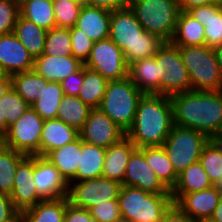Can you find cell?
<instances>
[{
    "instance_id": "36",
    "label": "cell",
    "mask_w": 222,
    "mask_h": 222,
    "mask_svg": "<svg viewBox=\"0 0 222 222\" xmlns=\"http://www.w3.org/2000/svg\"><path fill=\"white\" fill-rule=\"evenodd\" d=\"M25 157L0 142V192L11 195L18 165Z\"/></svg>"
},
{
    "instance_id": "44",
    "label": "cell",
    "mask_w": 222,
    "mask_h": 222,
    "mask_svg": "<svg viewBox=\"0 0 222 222\" xmlns=\"http://www.w3.org/2000/svg\"><path fill=\"white\" fill-rule=\"evenodd\" d=\"M89 212L99 222H113L121 216L118 200H109L93 206Z\"/></svg>"
},
{
    "instance_id": "61",
    "label": "cell",
    "mask_w": 222,
    "mask_h": 222,
    "mask_svg": "<svg viewBox=\"0 0 222 222\" xmlns=\"http://www.w3.org/2000/svg\"><path fill=\"white\" fill-rule=\"evenodd\" d=\"M216 3L221 7L222 9V0H216Z\"/></svg>"
},
{
    "instance_id": "19",
    "label": "cell",
    "mask_w": 222,
    "mask_h": 222,
    "mask_svg": "<svg viewBox=\"0 0 222 222\" xmlns=\"http://www.w3.org/2000/svg\"><path fill=\"white\" fill-rule=\"evenodd\" d=\"M164 75L160 68V61H155V56L143 58L128 65V77L144 94H160V82Z\"/></svg>"
},
{
    "instance_id": "59",
    "label": "cell",
    "mask_w": 222,
    "mask_h": 222,
    "mask_svg": "<svg viewBox=\"0 0 222 222\" xmlns=\"http://www.w3.org/2000/svg\"><path fill=\"white\" fill-rule=\"evenodd\" d=\"M219 192L222 194V177L218 180V182L215 184Z\"/></svg>"
},
{
    "instance_id": "52",
    "label": "cell",
    "mask_w": 222,
    "mask_h": 222,
    "mask_svg": "<svg viewBox=\"0 0 222 222\" xmlns=\"http://www.w3.org/2000/svg\"><path fill=\"white\" fill-rule=\"evenodd\" d=\"M10 88H11V80L0 81V99L5 93L9 91Z\"/></svg>"
},
{
    "instance_id": "18",
    "label": "cell",
    "mask_w": 222,
    "mask_h": 222,
    "mask_svg": "<svg viewBox=\"0 0 222 222\" xmlns=\"http://www.w3.org/2000/svg\"><path fill=\"white\" fill-rule=\"evenodd\" d=\"M34 61L13 32L0 35V64L10 76L33 70Z\"/></svg>"
},
{
    "instance_id": "6",
    "label": "cell",
    "mask_w": 222,
    "mask_h": 222,
    "mask_svg": "<svg viewBox=\"0 0 222 222\" xmlns=\"http://www.w3.org/2000/svg\"><path fill=\"white\" fill-rule=\"evenodd\" d=\"M128 6L145 31L172 40L180 12L177 0H131Z\"/></svg>"
},
{
    "instance_id": "7",
    "label": "cell",
    "mask_w": 222,
    "mask_h": 222,
    "mask_svg": "<svg viewBox=\"0 0 222 222\" xmlns=\"http://www.w3.org/2000/svg\"><path fill=\"white\" fill-rule=\"evenodd\" d=\"M178 47L192 90H222V74L213 48L206 45Z\"/></svg>"
},
{
    "instance_id": "3",
    "label": "cell",
    "mask_w": 222,
    "mask_h": 222,
    "mask_svg": "<svg viewBox=\"0 0 222 222\" xmlns=\"http://www.w3.org/2000/svg\"><path fill=\"white\" fill-rule=\"evenodd\" d=\"M109 38L120 47L127 65L154 56L165 42L145 31L129 6L111 11Z\"/></svg>"
},
{
    "instance_id": "9",
    "label": "cell",
    "mask_w": 222,
    "mask_h": 222,
    "mask_svg": "<svg viewBox=\"0 0 222 222\" xmlns=\"http://www.w3.org/2000/svg\"><path fill=\"white\" fill-rule=\"evenodd\" d=\"M44 120L30 107L8 127L1 143L26 156H40V140Z\"/></svg>"
},
{
    "instance_id": "20",
    "label": "cell",
    "mask_w": 222,
    "mask_h": 222,
    "mask_svg": "<svg viewBox=\"0 0 222 222\" xmlns=\"http://www.w3.org/2000/svg\"><path fill=\"white\" fill-rule=\"evenodd\" d=\"M110 18L111 10L86 5L82 6L74 27L96 42L109 38Z\"/></svg>"
},
{
    "instance_id": "1",
    "label": "cell",
    "mask_w": 222,
    "mask_h": 222,
    "mask_svg": "<svg viewBox=\"0 0 222 222\" xmlns=\"http://www.w3.org/2000/svg\"><path fill=\"white\" fill-rule=\"evenodd\" d=\"M170 98L175 125L195 129L209 138L222 131V90H191Z\"/></svg>"
},
{
    "instance_id": "17",
    "label": "cell",
    "mask_w": 222,
    "mask_h": 222,
    "mask_svg": "<svg viewBox=\"0 0 222 222\" xmlns=\"http://www.w3.org/2000/svg\"><path fill=\"white\" fill-rule=\"evenodd\" d=\"M222 198L217 187L183 194L175 203L194 222H208Z\"/></svg>"
},
{
    "instance_id": "38",
    "label": "cell",
    "mask_w": 222,
    "mask_h": 222,
    "mask_svg": "<svg viewBox=\"0 0 222 222\" xmlns=\"http://www.w3.org/2000/svg\"><path fill=\"white\" fill-rule=\"evenodd\" d=\"M44 55L73 56L70 28L54 27L47 31Z\"/></svg>"
},
{
    "instance_id": "29",
    "label": "cell",
    "mask_w": 222,
    "mask_h": 222,
    "mask_svg": "<svg viewBox=\"0 0 222 222\" xmlns=\"http://www.w3.org/2000/svg\"><path fill=\"white\" fill-rule=\"evenodd\" d=\"M66 197L42 200L20 213V222H64Z\"/></svg>"
},
{
    "instance_id": "31",
    "label": "cell",
    "mask_w": 222,
    "mask_h": 222,
    "mask_svg": "<svg viewBox=\"0 0 222 222\" xmlns=\"http://www.w3.org/2000/svg\"><path fill=\"white\" fill-rule=\"evenodd\" d=\"M145 156L148 165L151 166L161 182L171 191L177 181L178 175L173 169L163 146L138 148Z\"/></svg>"
},
{
    "instance_id": "51",
    "label": "cell",
    "mask_w": 222,
    "mask_h": 222,
    "mask_svg": "<svg viewBox=\"0 0 222 222\" xmlns=\"http://www.w3.org/2000/svg\"><path fill=\"white\" fill-rule=\"evenodd\" d=\"M208 222H222V198L216 206L214 213Z\"/></svg>"
},
{
    "instance_id": "40",
    "label": "cell",
    "mask_w": 222,
    "mask_h": 222,
    "mask_svg": "<svg viewBox=\"0 0 222 222\" xmlns=\"http://www.w3.org/2000/svg\"><path fill=\"white\" fill-rule=\"evenodd\" d=\"M199 162L209 180L215 185L222 177V152L211 140L203 148Z\"/></svg>"
},
{
    "instance_id": "45",
    "label": "cell",
    "mask_w": 222,
    "mask_h": 222,
    "mask_svg": "<svg viewBox=\"0 0 222 222\" xmlns=\"http://www.w3.org/2000/svg\"><path fill=\"white\" fill-rule=\"evenodd\" d=\"M0 222H20V212L15 208L10 195L0 192Z\"/></svg>"
},
{
    "instance_id": "55",
    "label": "cell",
    "mask_w": 222,
    "mask_h": 222,
    "mask_svg": "<svg viewBox=\"0 0 222 222\" xmlns=\"http://www.w3.org/2000/svg\"><path fill=\"white\" fill-rule=\"evenodd\" d=\"M83 222H99V221L91 216L89 210L83 208Z\"/></svg>"
},
{
    "instance_id": "23",
    "label": "cell",
    "mask_w": 222,
    "mask_h": 222,
    "mask_svg": "<svg viewBox=\"0 0 222 222\" xmlns=\"http://www.w3.org/2000/svg\"><path fill=\"white\" fill-rule=\"evenodd\" d=\"M79 137V131L58 118L44 120L40 140V156L73 142Z\"/></svg>"
},
{
    "instance_id": "22",
    "label": "cell",
    "mask_w": 222,
    "mask_h": 222,
    "mask_svg": "<svg viewBox=\"0 0 222 222\" xmlns=\"http://www.w3.org/2000/svg\"><path fill=\"white\" fill-rule=\"evenodd\" d=\"M136 149V146L127 137L106 148L102 177L123 184L127 163Z\"/></svg>"
},
{
    "instance_id": "35",
    "label": "cell",
    "mask_w": 222,
    "mask_h": 222,
    "mask_svg": "<svg viewBox=\"0 0 222 222\" xmlns=\"http://www.w3.org/2000/svg\"><path fill=\"white\" fill-rule=\"evenodd\" d=\"M108 80L100 73L84 66V79L78 97L91 109L99 108Z\"/></svg>"
},
{
    "instance_id": "10",
    "label": "cell",
    "mask_w": 222,
    "mask_h": 222,
    "mask_svg": "<svg viewBox=\"0 0 222 222\" xmlns=\"http://www.w3.org/2000/svg\"><path fill=\"white\" fill-rule=\"evenodd\" d=\"M154 56L155 61H160L162 74H165L160 82L161 95L170 97L192 90L188 71L182 61L178 46L171 42H164Z\"/></svg>"
},
{
    "instance_id": "48",
    "label": "cell",
    "mask_w": 222,
    "mask_h": 222,
    "mask_svg": "<svg viewBox=\"0 0 222 222\" xmlns=\"http://www.w3.org/2000/svg\"><path fill=\"white\" fill-rule=\"evenodd\" d=\"M64 222H83V208L73 206L66 197Z\"/></svg>"
},
{
    "instance_id": "32",
    "label": "cell",
    "mask_w": 222,
    "mask_h": 222,
    "mask_svg": "<svg viewBox=\"0 0 222 222\" xmlns=\"http://www.w3.org/2000/svg\"><path fill=\"white\" fill-rule=\"evenodd\" d=\"M11 78V88L19 94L30 107L36 99L41 97L43 85L48 81L40 76L34 69L22 73H16Z\"/></svg>"
},
{
    "instance_id": "28",
    "label": "cell",
    "mask_w": 222,
    "mask_h": 222,
    "mask_svg": "<svg viewBox=\"0 0 222 222\" xmlns=\"http://www.w3.org/2000/svg\"><path fill=\"white\" fill-rule=\"evenodd\" d=\"M106 148L82 141L77 181L102 177Z\"/></svg>"
},
{
    "instance_id": "25",
    "label": "cell",
    "mask_w": 222,
    "mask_h": 222,
    "mask_svg": "<svg viewBox=\"0 0 222 222\" xmlns=\"http://www.w3.org/2000/svg\"><path fill=\"white\" fill-rule=\"evenodd\" d=\"M82 140L78 137L71 143L49 152L45 157L60 171L64 179L77 182Z\"/></svg>"
},
{
    "instance_id": "46",
    "label": "cell",
    "mask_w": 222,
    "mask_h": 222,
    "mask_svg": "<svg viewBox=\"0 0 222 222\" xmlns=\"http://www.w3.org/2000/svg\"><path fill=\"white\" fill-rule=\"evenodd\" d=\"M84 79V65L66 77L60 84L65 95L78 96Z\"/></svg>"
},
{
    "instance_id": "41",
    "label": "cell",
    "mask_w": 222,
    "mask_h": 222,
    "mask_svg": "<svg viewBox=\"0 0 222 222\" xmlns=\"http://www.w3.org/2000/svg\"><path fill=\"white\" fill-rule=\"evenodd\" d=\"M56 27L71 28L79 17L81 5L72 0H53Z\"/></svg>"
},
{
    "instance_id": "2",
    "label": "cell",
    "mask_w": 222,
    "mask_h": 222,
    "mask_svg": "<svg viewBox=\"0 0 222 222\" xmlns=\"http://www.w3.org/2000/svg\"><path fill=\"white\" fill-rule=\"evenodd\" d=\"M173 125L171 98L161 94H143L126 137L136 148L163 146Z\"/></svg>"
},
{
    "instance_id": "15",
    "label": "cell",
    "mask_w": 222,
    "mask_h": 222,
    "mask_svg": "<svg viewBox=\"0 0 222 222\" xmlns=\"http://www.w3.org/2000/svg\"><path fill=\"white\" fill-rule=\"evenodd\" d=\"M122 185L133 186L155 194H171V191L148 165L144 154L138 148L129 158Z\"/></svg>"
},
{
    "instance_id": "16",
    "label": "cell",
    "mask_w": 222,
    "mask_h": 222,
    "mask_svg": "<svg viewBox=\"0 0 222 222\" xmlns=\"http://www.w3.org/2000/svg\"><path fill=\"white\" fill-rule=\"evenodd\" d=\"M10 198L20 213L43 200L34 184V156H26L19 163Z\"/></svg>"
},
{
    "instance_id": "4",
    "label": "cell",
    "mask_w": 222,
    "mask_h": 222,
    "mask_svg": "<svg viewBox=\"0 0 222 222\" xmlns=\"http://www.w3.org/2000/svg\"><path fill=\"white\" fill-rule=\"evenodd\" d=\"M143 94L128 76L120 80H109L99 109L127 133L134 122Z\"/></svg>"
},
{
    "instance_id": "11",
    "label": "cell",
    "mask_w": 222,
    "mask_h": 222,
    "mask_svg": "<svg viewBox=\"0 0 222 222\" xmlns=\"http://www.w3.org/2000/svg\"><path fill=\"white\" fill-rule=\"evenodd\" d=\"M121 187L120 182L104 177L70 182L68 200L73 206L89 210L103 202L117 200Z\"/></svg>"
},
{
    "instance_id": "39",
    "label": "cell",
    "mask_w": 222,
    "mask_h": 222,
    "mask_svg": "<svg viewBox=\"0 0 222 222\" xmlns=\"http://www.w3.org/2000/svg\"><path fill=\"white\" fill-rule=\"evenodd\" d=\"M2 116L6 121V133L8 127L14 124L29 108L30 105L12 88L0 99Z\"/></svg>"
},
{
    "instance_id": "42",
    "label": "cell",
    "mask_w": 222,
    "mask_h": 222,
    "mask_svg": "<svg viewBox=\"0 0 222 222\" xmlns=\"http://www.w3.org/2000/svg\"><path fill=\"white\" fill-rule=\"evenodd\" d=\"M19 15L20 2L18 0H0V35L14 31Z\"/></svg>"
},
{
    "instance_id": "13",
    "label": "cell",
    "mask_w": 222,
    "mask_h": 222,
    "mask_svg": "<svg viewBox=\"0 0 222 222\" xmlns=\"http://www.w3.org/2000/svg\"><path fill=\"white\" fill-rule=\"evenodd\" d=\"M79 137L86 143L108 148L120 142L126 137V133L99 108H94L90 110L85 124L79 131Z\"/></svg>"
},
{
    "instance_id": "8",
    "label": "cell",
    "mask_w": 222,
    "mask_h": 222,
    "mask_svg": "<svg viewBox=\"0 0 222 222\" xmlns=\"http://www.w3.org/2000/svg\"><path fill=\"white\" fill-rule=\"evenodd\" d=\"M209 140L207 135L195 129L175 124L172 126L163 147L177 175L199 161L202 150Z\"/></svg>"
},
{
    "instance_id": "12",
    "label": "cell",
    "mask_w": 222,
    "mask_h": 222,
    "mask_svg": "<svg viewBox=\"0 0 222 222\" xmlns=\"http://www.w3.org/2000/svg\"><path fill=\"white\" fill-rule=\"evenodd\" d=\"M83 65L100 73L108 81L128 76V65L123 52L110 38L94 42L89 57Z\"/></svg>"
},
{
    "instance_id": "54",
    "label": "cell",
    "mask_w": 222,
    "mask_h": 222,
    "mask_svg": "<svg viewBox=\"0 0 222 222\" xmlns=\"http://www.w3.org/2000/svg\"><path fill=\"white\" fill-rule=\"evenodd\" d=\"M5 134H6V121L2 116V111L0 107V140L3 138Z\"/></svg>"
},
{
    "instance_id": "56",
    "label": "cell",
    "mask_w": 222,
    "mask_h": 222,
    "mask_svg": "<svg viewBox=\"0 0 222 222\" xmlns=\"http://www.w3.org/2000/svg\"><path fill=\"white\" fill-rule=\"evenodd\" d=\"M210 140L217 146V148L222 152V137L218 134L212 136Z\"/></svg>"
},
{
    "instance_id": "53",
    "label": "cell",
    "mask_w": 222,
    "mask_h": 222,
    "mask_svg": "<svg viewBox=\"0 0 222 222\" xmlns=\"http://www.w3.org/2000/svg\"><path fill=\"white\" fill-rule=\"evenodd\" d=\"M213 49H214V52H215L217 63L219 65V68H220V71H221V74H222V45L217 46Z\"/></svg>"
},
{
    "instance_id": "27",
    "label": "cell",
    "mask_w": 222,
    "mask_h": 222,
    "mask_svg": "<svg viewBox=\"0 0 222 222\" xmlns=\"http://www.w3.org/2000/svg\"><path fill=\"white\" fill-rule=\"evenodd\" d=\"M170 42L176 46L205 45L204 25L188 11L180 10L175 33Z\"/></svg>"
},
{
    "instance_id": "43",
    "label": "cell",
    "mask_w": 222,
    "mask_h": 222,
    "mask_svg": "<svg viewBox=\"0 0 222 222\" xmlns=\"http://www.w3.org/2000/svg\"><path fill=\"white\" fill-rule=\"evenodd\" d=\"M70 35L73 56L84 64L89 57L94 41L75 27L70 28Z\"/></svg>"
},
{
    "instance_id": "60",
    "label": "cell",
    "mask_w": 222,
    "mask_h": 222,
    "mask_svg": "<svg viewBox=\"0 0 222 222\" xmlns=\"http://www.w3.org/2000/svg\"><path fill=\"white\" fill-rule=\"evenodd\" d=\"M113 222H131L129 219L120 216L118 219L114 220Z\"/></svg>"
},
{
    "instance_id": "14",
    "label": "cell",
    "mask_w": 222,
    "mask_h": 222,
    "mask_svg": "<svg viewBox=\"0 0 222 222\" xmlns=\"http://www.w3.org/2000/svg\"><path fill=\"white\" fill-rule=\"evenodd\" d=\"M34 184L43 200L68 197L69 183L46 157L34 156Z\"/></svg>"
},
{
    "instance_id": "26",
    "label": "cell",
    "mask_w": 222,
    "mask_h": 222,
    "mask_svg": "<svg viewBox=\"0 0 222 222\" xmlns=\"http://www.w3.org/2000/svg\"><path fill=\"white\" fill-rule=\"evenodd\" d=\"M213 184L198 161L189 165L178 175L176 184L171 190L173 203H175L183 194L192 193L212 187Z\"/></svg>"
},
{
    "instance_id": "24",
    "label": "cell",
    "mask_w": 222,
    "mask_h": 222,
    "mask_svg": "<svg viewBox=\"0 0 222 222\" xmlns=\"http://www.w3.org/2000/svg\"><path fill=\"white\" fill-rule=\"evenodd\" d=\"M188 12L204 25L206 46L222 45V9L216 2L191 8Z\"/></svg>"
},
{
    "instance_id": "50",
    "label": "cell",
    "mask_w": 222,
    "mask_h": 222,
    "mask_svg": "<svg viewBox=\"0 0 222 222\" xmlns=\"http://www.w3.org/2000/svg\"><path fill=\"white\" fill-rule=\"evenodd\" d=\"M179 9L182 11H188L191 8L215 3L216 0H177Z\"/></svg>"
},
{
    "instance_id": "37",
    "label": "cell",
    "mask_w": 222,
    "mask_h": 222,
    "mask_svg": "<svg viewBox=\"0 0 222 222\" xmlns=\"http://www.w3.org/2000/svg\"><path fill=\"white\" fill-rule=\"evenodd\" d=\"M63 95L60 83L48 81L47 85H43L41 97L36 99L31 107L43 120L57 118L58 107Z\"/></svg>"
},
{
    "instance_id": "33",
    "label": "cell",
    "mask_w": 222,
    "mask_h": 222,
    "mask_svg": "<svg viewBox=\"0 0 222 222\" xmlns=\"http://www.w3.org/2000/svg\"><path fill=\"white\" fill-rule=\"evenodd\" d=\"M20 15L47 31L56 27L53 0H22Z\"/></svg>"
},
{
    "instance_id": "30",
    "label": "cell",
    "mask_w": 222,
    "mask_h": 222,
    "mask_svg": "<svg viewBox=\"0 0 222 222\" xmlns=\"http://www.w3.org/2000/svg\"><path fill=\"white\" fill-rule=\"evenodd\" d=\"M13 33L34 59L43 54L47 30L19 15Z\"/></svg>"
},
{
    "instance_id": "34",
    "label": "cell",
    "mask_w": 222,
    "mask_h": 222,
    "mask_svg": "<svg viewBox=\"0 0 222 222\" xmlns=\"http://www.w3.org/2000/svg\"><path fill=\"white\" fill-rule=\"evenodd\" d=\"M91 108L78 96L63 95L58 107L57 118L80 131L85 124Z\"/></svg>"
},
{
    "instance_id": "47",
    "label": "cell",
    "mask_w": 222,
    "mask_h": 222,
    "mask_svg": "<svg viewBox=\"0 0 222 222\" xmlns=\"http://www.w3.org/2000/svg\"><path fill=\"white\" fill-rule=\"evenodd\" d=\"M162 222H194L177 205L172 203L166 210Z\"/></svg>"
},
{
    "instance_id": "49",
    "label": "cell",
    "mask_w": 222,
    "mask_h": 222,
    "mask_svg": "<svg viewBox=\"0 0 222 222\" xmlns=\"http://www.w3.org/2000/svg\"><path fill=\"white\" fill-rule=\"evenodd\" d=\"M90 5L113 11L127 7L128 2L126 0H90Z\"/></svg>"
},
{
    "instance_id": "58",
    "label": "cell",
    "mask_w": 222,
    "mask_h": 222,
    "mask_svg": "<svg viewBox=\"0 0 222 222\" xmlns=\"http://www.w3.org/2000/svg\"><path fill=\"white\" fill-rule=\"evenodd\" d=\"M75 3L81 5V6H86V5H90V0H72Z\"/></svg>"
},
{
    "instance_id": "5",
    "label": "cell",
    "mask_w": 222,
    "mask_h": 222,
    "mask_svg": "<svg viewBox=\"0 0 222 222\" xmlns=\"http://www.w3.org/2000/svg\"><path fill=\"white\" fill-rule=\"evenodd\" d=\"M117 200L121 216L131 222H162L173 203L171 194H155L123 185Z\"/></svg>"
},
{
    "instance_id": "57",
    "label": "cell",
    "mask_w": 222,
    "mask_h": 222,
    "mask_svg": "<svg viewBox=\"0 0 222 222\" xmlns=\"http://www.w3.org/2000/svg\"><path fill=\"white\" fill-rule=\"evenodd\" d=\"M1 80H11V78L4 67L0 64V81Z\"/></svg>"
},
{
    "instance_id": "21",
    "label": "cell",
    "mask_w": 222,
    "mask_h": 222,
    "mask_svg": "<svg viewBox=\"0 0 222 222\" xmlns=\"http://www.w3.org/2000/svg\"><path fill=\"white\" fill-rule=\"evenodd\" d=\"M83 64L74 56H51L42 54L35 58L34 70L47 81L61 83Z\"/></svg>"
}]
</instances>
